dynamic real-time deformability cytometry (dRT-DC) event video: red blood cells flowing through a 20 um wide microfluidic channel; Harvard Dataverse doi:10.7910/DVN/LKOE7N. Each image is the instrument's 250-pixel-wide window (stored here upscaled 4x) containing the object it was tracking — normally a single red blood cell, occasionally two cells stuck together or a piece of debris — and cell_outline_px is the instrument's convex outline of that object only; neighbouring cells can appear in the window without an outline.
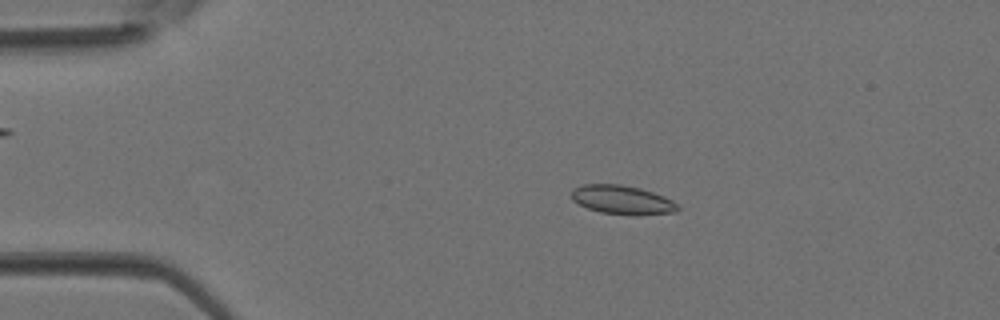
{"species": "Egyptian fruit bat (a non-hibernating species)", "species_latin": "Rousettus aegyptiacus", "temperature_condition": "room temperature", "stored_images_in_passage": 2, "camera_frame_rate_fps": 3000, "um_per_image_px": 0.085, "animal": {"sex": "female"}, "frame": {"image": 1, "passage_image": 1, "time_ms": 0.0, "image_size_px": [1000, 320], "cell_outline_px": [[680, 208], [676, 212], [600, 212], [588, 208], [572, 200], [568, 192], [572, 188], [584, 184], [620, 184], [640, 188], [664, 196], [680, 204]], "centroid_in_image_um": [52.81, 16.92], "position_along_channel_um": 32.2, "area_um2": 17.17}}